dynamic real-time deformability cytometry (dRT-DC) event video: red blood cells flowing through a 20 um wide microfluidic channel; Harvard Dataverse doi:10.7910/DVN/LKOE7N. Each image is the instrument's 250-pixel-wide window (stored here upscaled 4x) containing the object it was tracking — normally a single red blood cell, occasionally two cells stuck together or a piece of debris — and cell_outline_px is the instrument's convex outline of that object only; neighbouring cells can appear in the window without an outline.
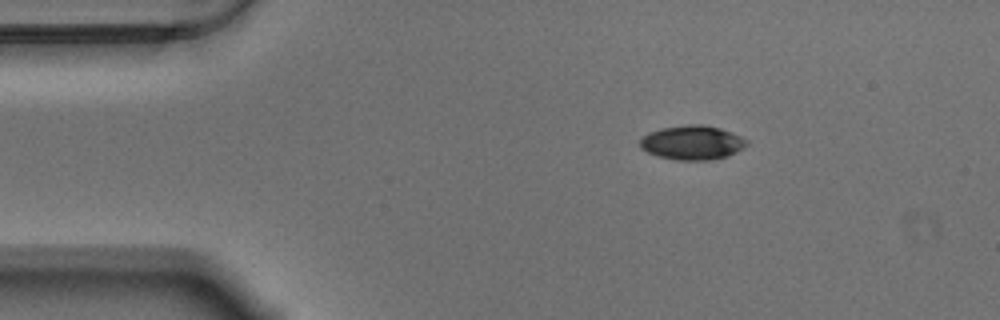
{"species": "Egyptian fruit bat (a non-hibernating species)", "species_latin": "Rousettus aegyptiacus", "temperature_condition": "warm", "stored_images_in_passage": 49, "camera_frame_rate_fps": 3000, "um_per_image_px": 0.085, "animal": {"sex": "male"}, "frame": {"image": 1, "passage_image": 1, "time_ms": 0.0, "image_size_px": [1000, 320], "cell_outline_px": [[748, 144], [744, 148], [728, 156], [712, 160], [676, 160], [660, 156], [648, 152], [640, 148], [640, 140], [648, 132], [660, 128], [688, 124], [704, 124], [720, 128], [732, 132], [748, 140]], "centroid_in_image_um": [58.86, 12.11], "position_along_channel_um": 26.1, "area_um2": 21.44}}
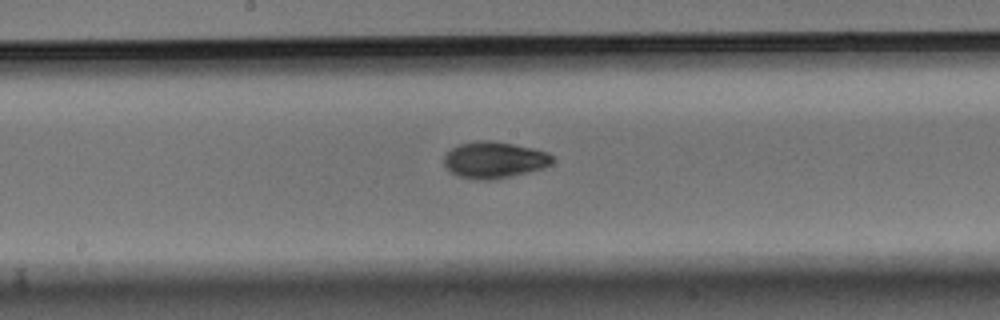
{"frame": {"image": 2, "passage_image": 21, "time_ms": 6.667, "image_size_px": [1000, 320], "cell_outline_px": [[552, 164], [544, 168], [492, 180], [480, 180], [460, 176], [452, 172], [444, 164], [444, 156], [452, 148], [460, 144], [476, 140], [492, 140], [532, 148], [548, 152], [552, 156]], "centroid_in_image_um": [42.02, 13.58], "position_along_channel_um": 206.2, "area_um2": 22.83}}
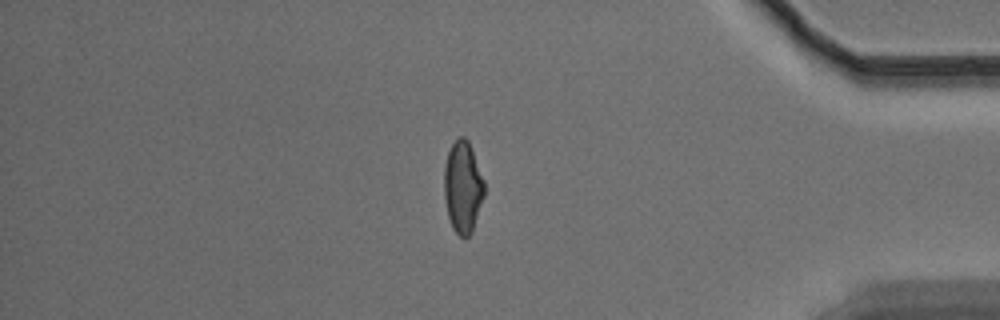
{"frame": {"image": 3, "passage_image": 40, "time_ms": 13.0, "image_size_px": [1000, 320], "cell_outline_px": [[484, 196], [472, 232], [468, 236], [460, 236], [452, 228], [448, 216], [444, 200], [444, 168], [448, 152], [452, 144], [460, 136], [464, 136], [468, 140], [472, 148], [484, 180]], "centroid_in_image_um": [39.34, 15.89], "position_along_channel_um": 395.9, "area_um2": 21.5}, "authors_computed_cell_mechanics": {"area_um2": 21.8484, "velocity_mm_per_s": 3.5288, "shape_relaxation_time_tau1_ms": 3.7533, "shape_relaxation_time_tau2_ms": 3.1088, "deformation_change_tau1": 0.1383, "deformation_change_tau2": 0.0659}}